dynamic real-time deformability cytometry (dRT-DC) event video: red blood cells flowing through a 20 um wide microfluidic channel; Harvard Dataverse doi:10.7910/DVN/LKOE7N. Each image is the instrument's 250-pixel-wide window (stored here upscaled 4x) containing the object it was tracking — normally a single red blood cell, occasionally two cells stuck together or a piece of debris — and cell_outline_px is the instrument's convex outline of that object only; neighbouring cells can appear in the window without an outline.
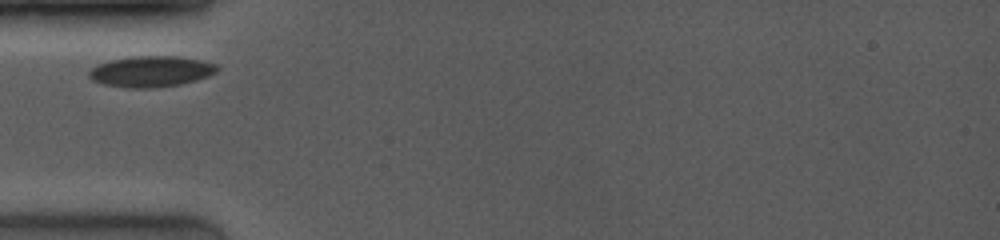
{"species": "common noctule bat (a hibernating species)", "species_latin": "Nyctalus noctula", "temperature_condition": "room temperature", "stored_images_in_passage": 41, "camera_frame_rate_fps": 4000, "um_per_image_px": 0.085, "animal": {"sex": "female", "body_mass_g": 19.0, "forearm_length_mm": 53.3}, "frame": {"image": 1, "passage_image": 1, "time_ms": 0.0, "image_size_px": [1000, 240], "cell_outline_px": [[220, 68], [216, 72], [208, 76], [196, 80], [180, 84], [152, 88], [128, 88], [104, 84], [92, 80], [88, 76], [88, 72], [96, 64], [108, 60], [132, 56], [180, 56], [200, 60], [216, 64]], "centroid_in_image_um": [12.82, 6.06], "position_along_channel_um": 72.2, "area_um2": 23.24}}
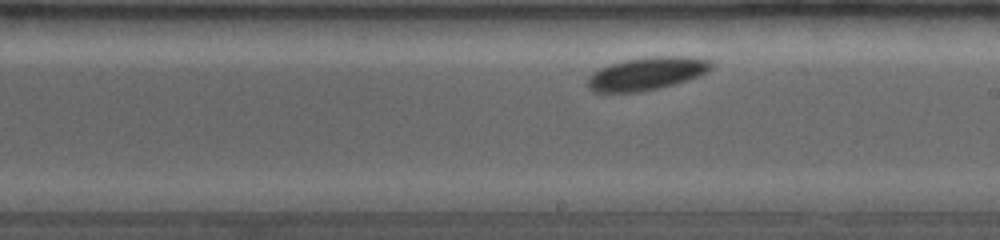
{"frame": {"image": 2, "passage_image": 20, "time_ms": 4.25, "image_size_px": [1000, 240], "cell_outline_px": [[712, 68], [708, 72], [700, 76], [688, 80], [660, 88], [640, 92], [596, 92], [588, 88], [588, 76], [592, 72], [608, 64], [624, 60], [652, 56], [684, 56], [708, 60], [712, 64]], "centroid_in_image_um": [54.96, 6.26], "position_along_channel_um": 234.0, "area_um2": 23.81}}
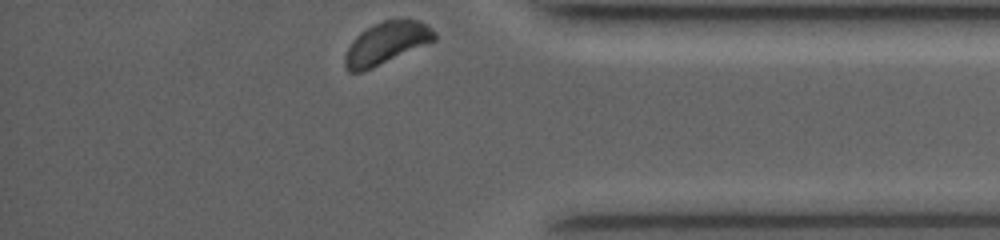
{"frame": {"image": 3, "passage_image": 41, "time_ms": 8.75, "image_size_px": [1000, 240], "cell_outline_px": [[436, 40], [372, 68], [360, 72], [348, 72], [344, 64], [344, 56], [352, 40], [360, 32], [384, 20], [420, 20], [436, 32]], "centroid_in_image_um": [32.83, 3.68], "position_along_channel_um": 402.4, "area_um2": 21.68}}